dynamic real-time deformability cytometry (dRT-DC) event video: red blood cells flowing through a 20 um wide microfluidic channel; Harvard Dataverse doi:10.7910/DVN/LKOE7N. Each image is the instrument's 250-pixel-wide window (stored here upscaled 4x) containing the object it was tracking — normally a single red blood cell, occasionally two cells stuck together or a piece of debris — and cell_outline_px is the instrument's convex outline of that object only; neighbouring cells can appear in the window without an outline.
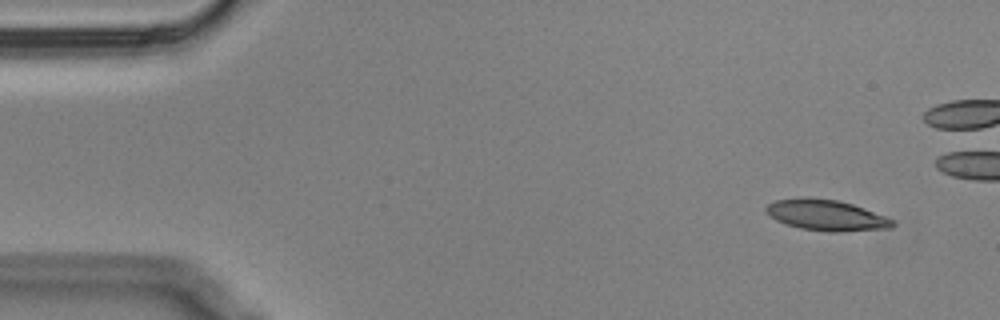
{"species": "Egyptian fruit bat (a non-hibernating species)", "species_latin": "Rousettus aegyptiacus", "temperature_condition": "cold", "stored_images_in_passage": 4, "camera_frame_rate_fps": 3000, "um_per_image_px": 0.085, "animal": {"sex": "male"}, "frame": {"image": 1, "passage_image": 1, "time_ms": 0.0, "image_size_px": [1000, 320], "cell_outline_px": [[896, 224], [892, 228], [840, 232], [828, 232], [800, 228], [776, 220], [764, 208], [768, 204], [776, 200], [836, 200], [852, 204], [864, 208], [884, 216], [892, 220]], "centroid_in_image_um": [70.31, 18.34], "position_along_channel_um": 14.7, "area_um2": 21.79}}